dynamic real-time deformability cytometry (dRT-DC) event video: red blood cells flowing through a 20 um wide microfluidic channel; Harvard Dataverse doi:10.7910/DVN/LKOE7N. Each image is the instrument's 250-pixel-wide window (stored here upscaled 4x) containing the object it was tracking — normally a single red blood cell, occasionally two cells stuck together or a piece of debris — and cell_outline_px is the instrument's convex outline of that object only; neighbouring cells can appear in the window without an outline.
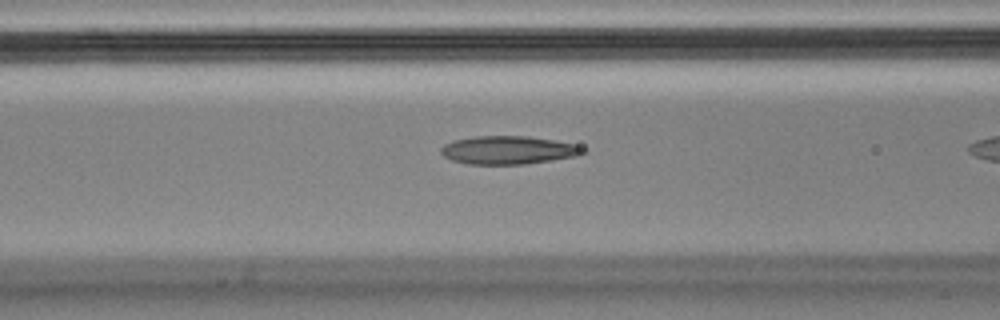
{"species": "Egyptian fruit bat (a non-hibernating species)", "species_latin": "Rousettus aegyptiacus", "temperature_condition": "cold", "stored_images_in_passage": 7, "camera_frame_rate_fps": 3000, "um_per_image_px": 0.085, "animal": {"sex": "male"}, "frame": {"image": 1, "passage_image": 6, "time_ms": 1.667, "image_size_px": [1000, 320], "cell_outline_px": [[588, 152], [576, 156], [552, 160], [524, 164], [468, 164], [452, 160], [444, 156], [440, 152], [440, 148], [444, 144], [452, 140], [476, 136], [528, 136], [576, 144], [584, 148]], "centroid_in_image_um": [43.2, 12.75], "position_along_channel_um": 123.4, "area_um2": 23.41}}